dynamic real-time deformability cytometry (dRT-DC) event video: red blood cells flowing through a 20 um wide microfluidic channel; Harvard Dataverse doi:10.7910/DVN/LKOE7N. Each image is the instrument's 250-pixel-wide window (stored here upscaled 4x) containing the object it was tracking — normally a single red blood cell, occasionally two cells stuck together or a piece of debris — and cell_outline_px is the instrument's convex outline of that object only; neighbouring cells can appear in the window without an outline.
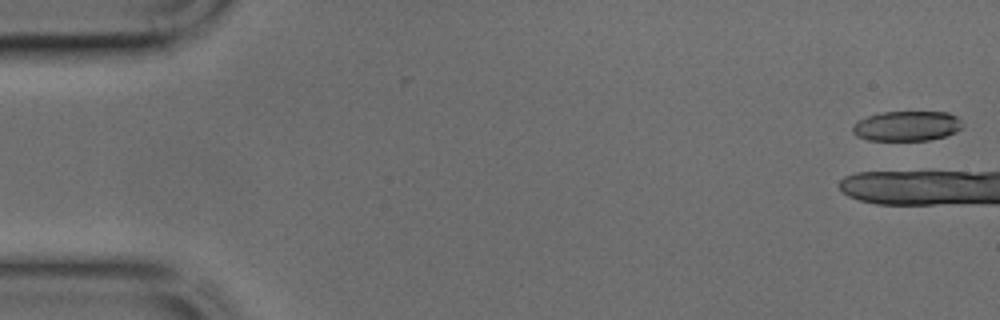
{"species": "common noctule bat (a hibernating species)", "species_latin": "Nyctalus noctula", "temperature_condition": "cold", "stored_images_in_passage": 5, "camera_frame_rate_fps": 3000, "um_per_image_px": 0.085, "animal": {"sex": "male", "body_mass_g": 17.9, "forearm_length_mm": 54.2}, "frame": {"image": 1, "passage_image": 1, "time_ms": 0.0, "image_size_px": [1000, 320], "cell_outline_px": [[960, 128], [956, 132], [944, 136], [928, 140], [868, 140], [856, 136], [852, 132], [852, 128], [856, 120], [880, 112], [948, 112], [956, 116], [960, 120]], "centroid_in_image_um": [77.03, 10.7], "position_along_channel_um": 8.0, "area_um2": 19.13}}